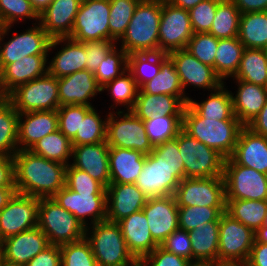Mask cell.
<instances>
[{
	"instance_id": "1",
	"label": "cell",
	"mask_w": 267,
	"mask_h": 266,
	"mask_svg": "<svg viewBox=\"0 0 267 266\" xmlns=\"http://www.w3.org/2000/svg\"><path fill=\"white\" fill-rule=\"evenodd\" d=\"M17 193L36 198H51L65 186L67 165L18 150L14 155Z\"/></svg>"
},
{
	"instance_id": "2",
	"label": "cell",
	"mask_w": 267,
	"mask_h": 266,
	"mask_svg": "<svg viewBox=\"0 0 267 266\" xmlns=\"http://www.w3.org/2000/svg\"><path fill=\"white\" fill-rule=\"evenodd\" d=\"M162 0H141L122 37L121 48L131 53L159 52Z\"/></svg>"
},
{
	"instance_id": "3",
	"label": "cell",
	"mask_w": 267,
	"mask_h": 266,
	"mask_svg": "<svg viewBox=\"0 0 267 266\" xmlns=\"http://www.w3.org/2000/svg\"><path fill=\"white\" fill-rule=\"evenodd\" d=\"M243 127L240 121L203 119L188 104L183 110V130L225 158L233 154Z\"/></svg>"
},
{
	"instance_id": "4",
	"label": "cell",
	"mask_w": 267,
	"mask_h": 266,
	"mask_svg": "<svg viewBox=\"0 0 267 266\" xmlns=\"http://www.w3.org/2000/svg\"><path fill=\"white\" fill-rule=\"evenodd\" d=\"M90 226L86 227L85 238L98 266H138L117 222L105 220Z\"/></svg>"
},
{
	"instance_id": "5",
	"label": "cell",
	"mask_w": 267,
	"mask_h": 266,
	"mask_svg": "<svg viewBox=\"0 0 267 266\" xmlns=\"http://www.w3.org/2000/svg\"><path fill=\"white\" fill-rule=\"evenodd\" d=\"M37 226L46 235L50 245L61 246L85 238L86 227L53 197L39 199Z\"/></svg>"
},
{
	"instance_id": "6",
	"label": "cell",
	"mask_w": 267,
	"mask_h": 266,
	"mask_svg": "<svg viewBox=\"0 0 267 266\" xmlns=\"http://www.w3.org/2000/svg\"><path fill=\"white\" fill-rule=\"evenodd\" d=\"M178 147L184 162V178L223 177L225 157L217 150L191 137L183 129L178 133Z\"/></svg>"
},
{
	"instance_id": "7",
	"label": "cell",
	"mask_w": 267,
	"mask_h": 266,
	"mask_svg": "<svg viewBox=\"0 0 267 266\" xmlns=\"http://www.w3.org/2000/svg\"><path fill=\"white\" fill-rule=\"evenodd\" d=\"M106 142L109 147L133 149L145 155L153 150L142 119L126 110L108 113Z\"/></svg>"
},
{
	"instance_id": "8",
	"label": "cell",
	"mask_w": 267,
	"mask_h": 266,
	"mask_svg": "<svg viewBox=\"0 0 267 266\" xmlns=\"http://www.w3.org/2000/svg\"><path fill=\"white\" fill-rule=\"evenodd\" d=\"M6 98L19 113L57 110L60 106L58 78L47 73L18 86Z\"/></svg>"
},
{
	"instance_id": "9",
	"label": "cell",
	"mask_w": 267,
	"mask_h": 266,
	"mask_svg": "<svg viewBox=\"0 0 267 266\" xmlns=\"http://www.w3.org/2000/svg\"><path fill=\"white\" fill-rule=\"evenodd\" d=\"M255 241V232L224 212L219 221L218 262L244 266Z\"/></svg>"
},
{
	"instance_id": "10",
	"label": "cell",
	"mask_w": 267,
	"mask_h": 266,
	"mask_svg": "<svg viewBox=\"0 0 267 266\" xmlns=\"http://www.w3.org/2000/svg\"><path fill=\"white\" fill-rule=\"evenodd\" d=\"M223 179L226 200H267V175L225 158Z\"/></svg>"
},
{
	"instance_id": "11",
	"label": "cell",
	"mask_w": 267,
	"mask_h": 266,
	"mask_svg": "<svg viewBox=\"0 0 267 266\" xmlns=\"http://www.w3.org/2000/svg\"><path fill=\"white\" fill-rule=\"evenodd\" d=\"M33 23V27L25 32L14 34L8 42L1 44L12 26H3L0 29V65L14 61H21L24 56L29 55H49V45L52 38L46 33L42 26ZM2 41V42H1Z\"/></svg>"
},
{
	"instance_id": "12",
	"label": "cell",
	"mask_w": 267,
	"mask_h": 266,
	"mask_svg": "<svg viewBox=\"0 0 267 266\" xmlns=\"http://www.w3.org/2000/svg\"><path fill=\"white\" fill-rule=\"evenodd\" d=\"M109 0H82L70 38L79 42L110 40Z\"/></svg>"
},
{
	"instance_id": "13",
	"label": "cell",
	"mask_w": 267,
	"mask_h": 266,
	"mask_svg": "<svg viewBox=\"0 0 267 266\" xmlns=\"http://www.w3.org/2000/svg\"><path fill=\"white\" fill-rule=\"evenodd\" d=\"M177 206L226 207L223 177L184 178L174 193Z\"/></svg>"
},
{
	"instance_id": "14",
	"label": "cell",
	"mask_w": 267,
	"mask_h": 266,
	"mask_svg": "<svg viewBox=\"0 0 267 266\" xmlns=\"http://www.w3.org/2000/svg\"><path fill=\"white\" fill-rule=\"evenodd\" d=\"M159 52L169 53L186 49L194 34L189 11L162 0V13L159 26Z\"/></svg>"
},
{
	"instance_id": "15",
	"label": "cell",
	"mask_w": 267,
	"mask_h": 266,
	"mask_svg": "<svg viewBox=\"0 0 267 266\" xmlns=\"http://www.w3.org/2000/svg\"><path fill=\"white\" fill-rule=\"evenodd\" d=\"M39 198L15 193L0 210V238L5 240L37 227Z\"/></svg>"
},
{
	"instance_id": "16",
	"label": "cell",
	"mask_w": 267,
	"mask_h": 266,
	"mask_svg": "<svg viewBox=\"0 0 267 266\" xmlns=\"http://www.w3.org/2000/svg\"><path fill=\"white\" fill-rule=\"evenodd\" d=\"M53 198L85 227H88L87 216L91 220L89 225L106 220L107 193H77L64 186Z\"/></svg>"
},
{
	"instance_id": "17",
	"label": "cell",
	"mask_w": 267,
	"mask_h": 266,
	"mask_svg": "<svg viewBox=\"0 0 267 266\" xmlns=\"http://www.w3.org/2000/svg\"><path fill=\"white\" fill-rule=\"evenodd\" d=\"M168 56L174 62L183 91L191 85L194 88L207 89L211 92L224 84L216 75L213 67L203 64L187 49L174 50L169 52Z\"/></svg>"
},
{
	"instance_id": "18",
	"label": "cell",
	"mask_w": 267,
	"mask_h": 266,
	"mask_svg": "<svg viewBox=\"0 0 267 266\" xmlns=\"http://www.w3.org/2000/svg\"><path fill=\"white\" fill-rule=\"evenodd\" d=\"M142 210L152 238L158 245L179 229L178 206L174 195L148 198Z\"/></svg>"
},
{
	"instance_id": "19",
	"label": "cell",
	"mask_w": 267,
	"mask_h": 266,
	"mask_svg": "<svg viewBox=\"0 0 267 266\" xmlns=\"http://www.w3.org/2000/svg\"><path fill=\"white\" fill-rule=\"evenodd\" d=\"M48 246V238L37 226L3 240L1 260L10 265L23 266Z\"/></svg>"
},
{
	"instance_id": "20",
	"label": "cell",
	"mask_w": 267,
	"mask_h": 266,
	"mask_svg": "<svg viewBox=\"0 0 267 266\" xmlns=\"http://www.w3.org/2000/svg\"><path fill=\"white\" fill-rule=\"evenodd\" d=\"M48 55L24 56L2 67L0 74V97H7L18 86L48 73Z\"/></svg>"
},
{
	"instance_id": "21",
	"label": "cell",
	"mask_w": 267,
	"mask_h": 266,
	"mask_svg": "<svg viewBox=\"0 0 267 266\" xmlns=\"http://www.w3.org/2000/svg\"><path fill=\"white\" fill-rule=\"evenodd\" d=\"M179 180L173 176V171L168 169L153 156L146 155L143 170L135 181L137 187L147 198L174 195L179 185Z\"/></svg>"
},
{
	"instance_id": "22",
	"label": "cell",
	"mask_w": 267,
	"mask_h": 266,
	"mask_svg": "<svg viewBox=\"0 0 267 266\" xmlns=\"http://www.w3.org/2000/svg\"><path fill=\"white\" fill-rule=\"evenodd\" d=\"M57 130V110L19 113L18 150H30L43 137Z\"/></svg>"
},
{
	"instance_id": "23",
	"label": "cell",
	"mask_w": 267,
	"mask_h": 266,
	"mask_svg": "<svg viewBox=\"0 0 267 266\" xmlns=\"http://www.w3.org/2000/svg\"><path fill=\"white\" fill-rule=\"evenodd\" d=\"M73 167L87 172L105 188L110 184L109 146L106 141L72 147Z\"/></svg>"
},
{
	"instance_id": "24",
	"label": "cell",
	"mask_w": 267,
	"mask_h": 266,
	"mask_svg": "<svg viewBox=\"0 0 267 266\" xmlns=\"http://www.w3.org/2000/svg\"><path fill=\"white\" fill-rule=\"evenodd\" d=\"M100 92H102L101 87L97 84L95 75L91 71H77L58 78L60 106L85 105L93 107L90 99Z\"/></svg>"
},
{
	"instance_id": "25",
	"label": "cell",
	"mask_w": 267,
	"mask_h": 266,
	"mask_svg": "<svg viewBox=\"0 0 267 266\" xmlns=\"http://www.w3.org/2000/svg\"><path fill=\"white\" fill-rule=\"evenodd\" d=\"M62 43L64 44L61 45L62 49L57 50L54 58L47 63L48 74L56 78H61L86 68V50L83 42L76 41L70 37L54 38L50 42L48 52Z\"/></svg>"
},
{
	"instance_id": "26",
	"label": "cell",
	"mask_w": 267,
	"mask_h": 266,
	"mask_svg": "<svg viewBox=\"0 0 267 266\" xmlns=\"http://www.w3.org/2000/svg\"><path fill=\"white\" fill-rule=\"evenodd\" d=\"M106 191V220L111 222H118L141 211L148 199L136 184H109Z\"/></svg>"
},
{
	"instance_id": "27",
	"label": "cell",
	"mask_w": 267,
	"mask_h": 266,
	"mask_svg": "<svg viewBox=\"0 0 267 266\" xmlns=\"http://www.w3.org/2000/svg\"><path fill=\"white\" fill-rule=\"evenodd\" d=\"M230 158L238 165L267 175V137L244 126Z\"/></svg>"
},
{
	"instance_id": "28",
	"label": "cell",
	"mask_w": 267,
	"mask_h": 266,
	"mask_svg": "<svg viewBox=\"0 0 267 266\" xmlns=\"http://www.w3.org/2000/svg\"><path fill=\"white\" fill-rule=\"evenodd\" d=\"M82 0H53L39 14V24L52 38L69 37Z\"/></svg>"
},
{
	"instance_id": "29",
	"label": "cell",
	"mask_w": 267,
	"mask_h": 266,
	"mask_svg": "<svg viewBox=\"0 0 267 266\" xmlns=\"http://www.w3.org/2000/svg\"><path fill=\"white\" fill-rule=\"evenodd\" d=\"M117 223L129 251L138 261L159 246L152 238L143 210L133 213Z\"/></svg>"
},
{
	"instance_id": "30",
	"label": "cell",
	"mask_w": 267,
	"mask_h": 266,
	"mask_svg": "<svg viewBox=\"0 0 267 266\" xmlns=\"http://www.w3.org/2000/svg\"><path fill=\"white\" fill-rule=\"evenodd\" d=\"M146 155L133 149L109 147L110 184H135Z\"/></svg>"
},
{
	"instance_id": "31",
	"label": "cell",
	"mask_w": 267,
	"mask_h": 266,
	"mask_svg": "<svg viewBox=\"0 0 267 266\" xmlns=\"http://www.w3.org/2000/svg\"><path fill=\"white\" fill-rule=\"evenodd\" d=\"M236 83H238V89L235 96L231 91L234 116L244 126H247L265 106L267 87L248 83L243 80H236Z\"/></svg>"
},
{
	"instance_id": "32",
	"label": "cell",
	"mask_w": 267,
	"mask_h": 266,
	"mask_svg": "<svg viewBox=\"0 0 267 266\" xmlns=\"http://www.w3.org/2000/svg\"><path fill=\"white\" fill-rule=\"evenodd\" d=\"M185 106L186 105L177 96L166 94L152 95L143 92L139 88L131 112L138 118L147 120L150 119V117L183 116Z\"/></svg>"
},
{
	"instance_id": "33",
	"label": "cell",
	"mask_w": 267,
	"mask_h": 266,
	"mask_svg": "<svg viewBox=\"0 0 267 266\" xmlns=\"http://www.w3.org/2000/svg\"><path fill=\"white\" fill-rule=\"evenodd\" d=\"M224 87L225 84H222L218 89L211 91L209 97L201 103L190 98L188 105L203 119L239 121L234 116L231 91Z\"/></svg>"
},
{
	"instance_id": "34",
	"label": "cell",
	"mask_w": 267,
	"mask_h": 266,
	"mask_svg": "<svg viewBox=\"0 0 267 266\" xmlns=\"http://www.w3.org/2000/svg\"><path fill=\"white\" fill-rule=\"evenodd\" d=\"M140 89L152 95L166 94L177 96L185 105L189 103L190 99L183 91L174 62L169 56L161 63L158 74L143 84Z\"/></svg>"
},
{
	"instance_id": "35",
	"label": "cell",
	"mask_w": 267,
	"mask_h": 266,
	"mask_svg": "<svg viewBox=\"0 0 267 266\" xmlns=\"http://www.w3.org/2000/svg\"><path fill=\"white\" fill-rule=\"evenodd\" d=\"M193 261H217L219 245V221L202 223L188 232Z\"/></svg>"
},
{
	"instance_id": "36",
	"label": "cell",
	"mask_w": 267,
	"mask_h": 266,
	"mask_svg": "<svg viewBox=\"0 0 267 266\" xmlns=\"http://www.w3.org/2000/svg\"><path fill=\"white\" fill-rule=\"evenodd\" d=\"M244 49L238 37L218 39L214 71L223 83H226V78L234 77L237 73Z\"/></svg>"
},
{
	"instance_id": "37",
	"label": "cell",
	"mask_w": 267,
	"mask_h": 266,
	"mask_svg": "<svg viewBox=\"0 0 267 266\" xmlns=\"http://www.w3.org/2000/svg\"><path fill=\"white\" fill-rule=\"evenodd\" d=\"M18 119L13 104L0 97V156L13 157L18 151Z\"/></svg>"
},
{
	"instance_id": "38",
	"label": "cell",
	"mask_w": 267,
	"mask_h": 266,
	"mask_svg": "<svg viewBox=\"0 0 267 266\" xmlns=\"http://www.w3.org/2000/svg\"><path fill=\"white\" fill-rule=\"evenodd\" d=\"M238 38L245 48L264 49L267 44V11L241 14Z\"/></svg>"
},
{
	"instance_id": "39",
	"label": "cell",
	"mask_w": 267,
	"mask_h": 266,
	"mask_svg": "<svg viewBox=\"0 0 267 266\" xmlns=\"http://www.w3.org/2000/svg\"><path fill=\"white\" fill-rule=\"evenodd\" d=\"M234 79L267 87V53L263 49L245 48Z\"/></svg>"
},
{
	"instance_id": "40",
	"label": "cell",
	"mask_w": 267,
	"mask_h": 266,
	"mask_svg": "<svg viewBox=\"0 0 267 266\" xmlns=\"http://www.w3.org/2000/svg\"><path fill=\"white\" fill-rule=\"evenodd\" d=\"M267 200H226V213L256 232L265 221Z\"/></svg>"
},
{
	"instance_id": "41",
	"label": "cell",
	"mask_w": 267,
	"mask_h": 266,
	"mask_svg": "<svg viewBox=\"0 0 267 266\" xmlns=\"http://www.w3.org/2000/svg\"><path fill=\"white\" fill-rule=\"evenodd\" d=\"M30 151L48 160L69 165L72 157L71 141L60 131L57 130L39 140Z\"/></svg>"
},
{
	"instance_id": "42",
	"label": "cell",
	"mask_w": 267,
	"mask_h": 266,
	"mask_svg": "<svg viewBox=\"0 0 267 266\" xmlns=\"http://www.w3.org/2000/svg\"><path fill=\"white\" fill-rule=\"evenodd\" d=\"M167 57L168 54L162 52L131 53L128 55L127 69L131 72L139 88L158 74L161 63Z\"/></svg>"
},
{
	"instance_id": "43",
	"label": "cell",
	"mask_w": 267,
	"mask_h": 266,
	"mask_svg": "<svg viewBox=\"0 0 267 266\" xmlns=\"http://www.w3.org/2000/svg\"><path fill=\"white\" fill-rule=\"evenodd\" d=\"M240 17L241 12L231 0H221L208 33L217 39L238 37Z\"/></svg>"
},
{
	"instance_id": "44",
	"label": "cell",
	"mask_w": 267,
	"mask_h": 266,
	"mask_svg": "<svg viewBox=\"0 0 267 266\" xmlns=\"http://www.w3.org/2000/svg\"><path fill=\"white\" fill-rule=\"evenodd\" d=\"M142 121L153 148L176 138L183 129V116L150 117Z\"/></svg>"
},
{
	"instance_id": "45",
	"label": "cell",
	"mask_w": 267,
	"mask_h": 266,
	"mask_svg": "<svg viewBox=\"0 0 267 266\" xmlns=\"http://www.w3.org/2000/svg\"><path fill=\"white\" fill-rule=\"evenodd\" d=\"M98 111L92 107L81 118L80 131H77L75 138L71 141L72 147L78 145L96 144L106 141L107 119L99 117Z\"/></svg>"
},
{
	"instance_id": "46",
	"label": "cell",
	"mask_w": 267,
	"mask_h": 266,
	"mask_svg": "<svg viewBox=\"0 0 267 266\" xmlns=\"http://www.w3.org/2000/svg\"><path fill=\"white\" fill-rule=\"evenodd\" d=\"M127 74V75H126ZM108 90L111 92V99L114 101V107L124 106L126 111H131L134 107L139 87L137 86L131 72L127 69L119 77L105 84L101 91ZM126 106V107H125Z\"/></svg>"
},
{
	"instance_id": "47",
	"label": "cell",
	"mask_w": 267,
	"mask_h": 266,
	"mask_svg": "<svg viewBox=\"0 0 267 266\" xmlns=\"http://www.w3.org/2000/svg\"><path fill=\"white\" fill-rule=\"evenodd\" d=\"M226 207L178 206L179 229L190 232L202 223L220 221Z\"/></svg>"
},
{
	"instance_id": "48",
	"label": "cell",
	"mask_w": 267,
	"mask_h": 266,
	"mask_svg": "<svg viewBox=\"0 0 267 266\" xmlns=\"http://www.w3.org/2000/svg\"><path fill=\"white\" fill-rule=\"evenodd\" d=\"M140 1L141 0H109L110 40L117 42L122 37Z\"/></svg>"
},
{
	"instance_id": "49",
	"label": "cell",
	"mask_w": 267,
	"mask_h": 266,
	"mask_svg": "<svg viewBox=\"0 0 267 266\" xmlns=\"http://www.w3.org/2000/svg\"><path fill=\"white\" fill-rule=\"evenodd\" d=\"M128 54L120 47L114 46L101 61L94 75L97 84L102 88L127 70Z\"/></svg>"
},
{
	"instance_id": "50",
	"label": "cell",
	"mask_w": 267,
	"mask_h": 266,
	"mask_svg": "<svg viewBox=\"0 0 267 266\" xmlns=\"http://www.w3.org/2000/svg\"><path fill=\"white\" fill-rule=\"evenodd\" d=\"M33 19L39 23V14L30 0H0V25L14 26L17 21ZM38 20V21H37Z\"/></svg>"
},
{
	"instance_id": "51",
	"label": "cell",
	"mask_w": 267,
	"mask_h": 266,
	"mask_svg": "<svg viewBox=\"0 0 267 266\" xmlns=\"http://www.w3.org/2000/svg\"><path fill=\"white\" fill-rule=\"evenodd\" d=\"M61 266H98L86 238L60 246Z\"/></svg>"
},
{
	"instance_id": "52",
	"label": "cell",
	"mask_w": 267,
	"mask_h": 266,
	"mask_svg": "<svg viewBox=\"0 0 267 266\" xmlns=\"http://www.w3.org/2000/svg\"><path fill=\"white\" fill-rule=\"evenodd\" d=\"M151 153L157 161L173 171V176L179 181L184 179V162L179 152L178 135L176 138L154 147Z\"/></svg>"
},
{
	"instance_id": "53",
	"label": "cell",
	"mask_w": 267,
	"mask_h": 266,
	"mask_svg": "<svg viewBox=\"0 0 267 266\" xmlns=\"http://www.w3.org/2000/svg\"><path fill=\"white\" fill-rule=\"evenodd\" d=\"M92 107L85 105H64L57 109L59 130L72 141L77 131H80L81 118H85V114Z\"/></svg>"
},
{
	"instance_id": "54",
	"label": "cell",
	"mask_w": 267,
	"mask_h": 266,
	"mask_svg": "<svg viewBox=\"0 0 267 266\" xmlns=\"http://www.w3.org/2000/svg\"><path fill=\"white\" fill-rule=\"evenodd\" d=\"M218 39L208 32L194 33L186 49L203 64L214 69Z\"/></svg>"
},
{
	"instance_id": "55",
	"label": "cell",
	"mask_w": 267,
	"mask_h": 266,
	"mask_svg": "<svg viewBox=\"0 0 267 266\" xmlns=\"http://www.w3.org/2000/svg\"><path fill=\"white\" fill-rule=\"evenodd\" d=\"M65 186L77 193H107L106 188L87 172L71 165L66 167Z\"/></svg>"
},
{
	"instance_id": "56",
	"label": "cell",
	"mask_w": 267,
	"mask_h": 266,
	"mask_svg": "<svg viewBox=\"0 0 267 266\" xmlns=\"http://www.w3.org/2000/svg\"><path fill=\"white\" fill-rule=\"evenodd\" d=\"M221 0H203L189 10L191 27L194 33L209 32Z\"/></svg>"
},
{
	"instance_id": "57",
	"label": "cell",
	"mask_w": 267,
	"mask_h": 266,
	"mask_svg": "<svg viewBox=\"0 0 267 266\" xmlns=\"http://www.w3.org/2000/svg\"><path fill=\"white\" fill-rule=\"evenodd\" d=\"M117 43L106 39L83 42L86 50L85 70L95 73L101 61Z\"/></svg>"
},
{
	"instance_id": "58",
	"label": "cell",
	"mask_w": 267,
	"mask_h": 266,
	"mask_svg": "<svg viewBox=\"0 0 267 266\" xmlns=\"http://www.w3.org/2000/svg\"><path fill=\"white\" fill-rule=\"evenodd\" d=\"M160 246L175 255L184 257L189 261H193V253L191 248V240L186 230L177 229L173 231Z\"/></svg>"
},
{
	"instance_id": "59",
	"label": "cell",
	"mask_w": 267,
	"mask_h": 266,
	"mask_svg": "<svg viewBox=\"0 0 267 266\" xmlns=\"http://www.w3.org/2000/svg\"><path fill=\"white\" fill-rule=\"evenodd\" d=\"M188 259L163 249L160 245L138 261V266H189Z\"/></svg>"
},
{
	"instance_id": "60",
	"label": "cell",
	"mask_w": 267,
	"mask_h": 266,
	"mask_svg": "<svg viewBox=\"0 0 267 266\" xmlns=\"http://www.w3.org/2000/svg\"><path fill=\"white\" fill-rule=\"evenodd\" d=\"M23 266H61L60 246H48Z\"/></svg>"
},
{
	"instance_id": "61",
	"label": "cell",
	"mask_w": 267,
	"mask_h": 266,
	"mask_svg": "<svg viewBox=\"0 0 267 266\" xmlns=\"http://www.w3.org/2000/svg\"><path fill=\"white\" fill-rule=\"evenodd\" d=\"M0 187H15L13 157L0 156Z\"/></svg>"
},
{
	"instance_id": "62",
	"label": "cell",
	"mask_w": 267,
	"mask_h": 266,
	"mask_svg": "<svg viewBox=\"0 0 267 266\" xmlns=\"http://www.w3.org/2000/svg\"><path fill=\"white\" fill-rule=\"evenodd\" d=\"M244 266H267V243H260L255 240Z\"/></svg>"
},
{
	"instance_id": "63",
	"label": "cell",
	"mask_w": 267,
	"mask_h": 266,
	"mask_svg": "<svg viewBox=\"0 0 267 266\" xmlns=\"http://www.w3.org/2000/svg\"><path fill=\"white\" fill-rule=\"evenodd\" d=\"M238 10L247 12H265L267 11V0H231Z\"/></svg>"
},
{
	"instance_id": "64",
	"label": "cell",
	"mask_w": 267,
	"mask_h": 266,
	"mask_svg": "<svg viewBox=\"0 0 267 266\" xmlns=\"http://www.w3.org/2000/svg\"><path fill=\"white\" fill-rule=\"evenodd\" d=\"M247 127L254 133L267 137V100L265 106Z\"/></svg>"
},
{
	"instance_id": "65",
	"label": "cell",
	"mask_w": 267,
	"mask_h": 266,
	"mask_svg": "<svg viewBox=\"0 0 267 266\" xmlns=\"http://www.w3.org/2000/svg\"><path fill=\"white\" fill-rule=\"evenodd\" d=\"M15 193V187H0V210L7 205Z\"/></svg>"
},
{
	"instance_id": "66",
	"label": "cell",
	"mask_w": 267,
	"mask_h": 266,
	"mask_svg": "<svg viewBox=\"0 0 267 266\" xmlns=\"http://www.w3.org/2000/svg\"><path fill=\"white\" fill-rule=\"evenodd\" d=\"M171 5H174L184 10H190L203 0H166Z\"/></svg>"
},
{
	"instance_id": "67",
	"label": "cell",
	"mask_w": 267,
	"mask_h": 266,
	"mask_svg": "<svg viewBox=\"0 0 267 266\" xmlns=\"http://www.w3.org/2000/svg\"><path fill=\"white\" fill-rule=\"evenodd\" d=\"M52 1L53 0H30V3L36 12L40 14L51 4Z\"/></svg>"
},
{
	"instance_id": "68",
	"label": "cell",
	"mask_w": 267,
	"mask_h": 266,
	"mask_svg": "<svg viewBox=\"0 0 267 266\" xmlns=\"http://www.w3.org/2000/svg\"><path fill=\"white\" fill-rule=\"evenodd\" d=\"M255 240L260 243H267V224H263L255 232Z\"/></svg>"
},
{
	"instance_id": "69",
	"label": "cell",
	"mask_w": 267,
	"mask_h": 266,
	"mask_svg": "<svg viewBox=\"0 0 267 266\" xmlns=\"http://www.w3.org/2000/svg\"><path fill=\"white\" fill-rule=\"evenodd\" d=\"M189 266H217V261H191Z\"/></svg>"
},
{
	"instance_id": "70",
	"label": "cell",
	"mask_w": 267,
	"mask_h": 266,
	"mask_svg": "<svg viewBox=\"0 0 267 266\" xmlns=\"http://www.w3.org/2000/svg\"><path fill=\"white\" fill-rule=\"evenodd\" d=\"M217 266H242L240 264H228V263H219L217 262Z\"/></svg>"
},
{
	"instance_id": "71",
	"label": "cell",
	"mask_w": 267,
	"mask_h": 266,
	"mask_svg": "<svg viewBox=\"0 0 267 266\" xmlns=\"http://www.w3.org/2000/svg\"><path fill=\"white\" fill-rule=\"evenodd\" d=\"M1 257H2V240L0 238V261H2Z\"/></svg>"
},
{
	"instance_id": "72",
	"label": "cell",
	"mask_w": 267,
	"mask_h": 266,
	"mask_svg": "<svg viewBox=\"0 0 267 266\" xmlns=\"http://www.w3.org/2000/svg\"><path fill=\"white\" fill-rule=\"evenodd\" d=\"M0 266H19V265H10L2 261Z\"/></svg>"
},
{
	"instance_id": "73",
	"label": "cell",
	"mask_w": 267,
	"mask_h": 266,
	"mask_svg": "<svg viewBox=\"0 0 267 266\" xmlns=\"http://www.w3.org/2000/svg\"><path fill=\"white\" fill-rule=\"evenodd\" d=\"M264 224H267V210H266V217H265Z\"/></svg>"
},
{
	"instance_id": "74",
	"label": "cell",
	"mask_w": 267,
	"mask_h": 266,
	"mask_svg": "<svg viewBox=\"0 0 267 266\" xmlns=\"http://www.w3.org/2000/svg\"><path fill=\"white\" fill-rule=\"evenodd\" d=\"M263 50L267 53V44H266V46L264 47Z\"/></svg>"
}]
</instances>
